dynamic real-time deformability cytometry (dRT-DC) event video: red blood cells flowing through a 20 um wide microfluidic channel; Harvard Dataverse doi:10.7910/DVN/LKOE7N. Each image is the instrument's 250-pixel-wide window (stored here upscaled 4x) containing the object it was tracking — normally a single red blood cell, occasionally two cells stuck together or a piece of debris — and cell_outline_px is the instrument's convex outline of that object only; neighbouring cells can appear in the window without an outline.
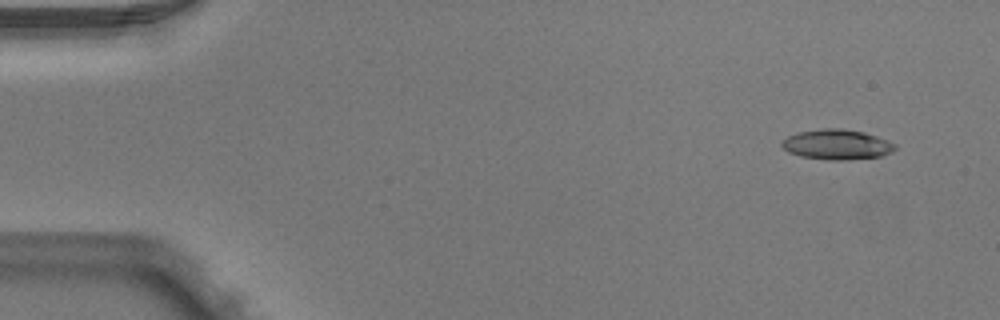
{"species": "Egyptian fruit bat (a non-hibernating species)", "species_latin": "Rousettus aegyptiacus", "temperature_condition": "warm", "stored_images_in_passage": 4, "camera_frame_rate_fps": 3000, "um_per_image_px": 0.085, "animal": {"sex": "male"}, "frame": {"image": 1, "passage_image": 1, "time_ms": 0.0, "image_size_px": [1000, 320], "cell_outline_px": [[896, 148], [892, 152], [880, 156], [840, 160], [828, 160], [800, 156], [788, 152], [780, 144], [788, 136], [796, 132], [820, 128], [840, 128], [864, 132], [876, 136], [896, 144]], "centroid_in_image_um": [71.11, 12.27], "position_along_channel_um": 13.9, "area_um2": 19.83}}
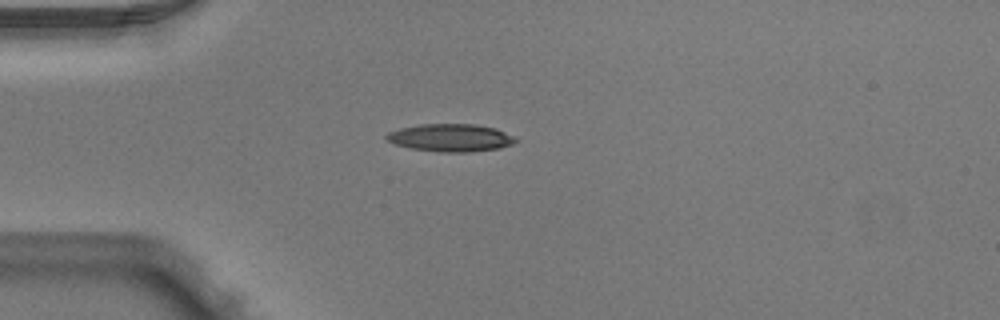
{"frame": {"image": 2, "passage_image": 4, "time_ms": 1.0, "image_size_px": [1000, 320], "cell_outline_px": [[520, 140], [512, 144], [500, 148], [468, 152], [440, 152], [412, 148], [396, 144], [388, 140], [384, 136], [388, 132], [400, 128], [420, 124], [476, 124], [496, 128]], "centroid_in_image_um": [38.32, 11.7], "position_along_channel_um": 46.7, "area_um2": 20.75}}